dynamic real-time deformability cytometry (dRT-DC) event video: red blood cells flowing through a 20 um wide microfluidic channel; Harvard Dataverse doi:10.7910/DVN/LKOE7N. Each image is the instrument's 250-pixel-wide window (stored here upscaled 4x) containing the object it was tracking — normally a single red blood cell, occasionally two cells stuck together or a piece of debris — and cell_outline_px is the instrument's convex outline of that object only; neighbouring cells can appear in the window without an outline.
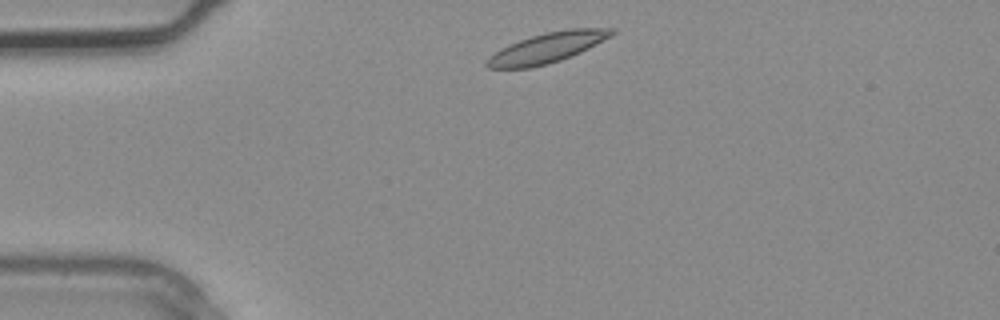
{"species": "common noctule bat (a hibernating species)", "species_latin": "Nyctalus noctula", "temperature_condition": "warm", "stored_images_in_passage": 1, "camera_frame_rate_fps": 3000, "um_per_image_px": 0.085, "animal": {"sex": "male", "body_mass_g": 20.4}, "frame": {"image": 1, "passage_image": 1, "time_ms": 0.0, "image_size_px": [1000, 320], "cell_outline_px": [[616, 32], [612, 36], [580, 52], [560, 60], [548, 64], [532, 68], [488, 68], [484, 64], [484, 60], [500, 48], [508, 44], [544, 32], [568, 28], [616, 28]], "centroid_in_image_um": [46.49, 4.05], "position_along_channel_um": 38.5, "area_um2": 22.08}}